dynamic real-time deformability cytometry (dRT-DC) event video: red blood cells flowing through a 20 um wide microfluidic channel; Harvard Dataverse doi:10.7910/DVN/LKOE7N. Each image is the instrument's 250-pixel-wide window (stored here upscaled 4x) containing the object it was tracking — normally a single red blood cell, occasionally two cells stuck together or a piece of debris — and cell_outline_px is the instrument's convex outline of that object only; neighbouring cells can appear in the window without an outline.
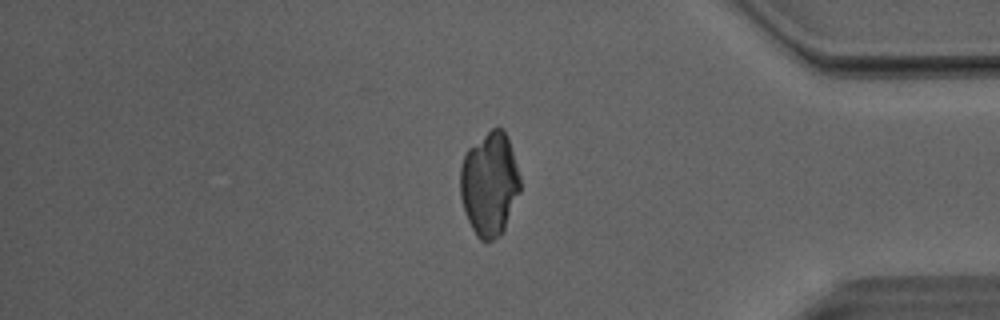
{"species": "Egyptian fruit bat (a non-hibernating species)", "species_latin": "Rousettus aegyptiacus", "temperature_condition": "room temperature", "stored_images_in_passage": 40, "camera_frame_rate_fps": 3000, "um_per_image_px": 0.085, "animal": {"sex": "male"}, "frame": {"image": 1, "passage_image": 32, "time_ms": 10.333, "image_size_px": [1000, 320], "cell_outline_px": [[520, 192], [504, 232], [500, 236], [492, 240], [480, 240], [476, 236], [468, 220], [460, 196], [460, 168], [464, 156], [468, 148], [492, 128], [500, 128], [508, 136], [520, 176]], "centroid_in_image_um": [41.62, 15.66], "position_along_channel_um": 393.6, "area_um2": 36.36}}
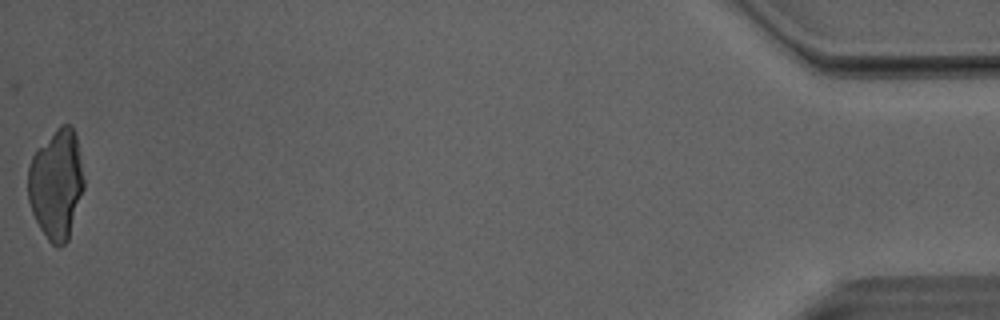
{"frame": {"image": 2, "passage_image": 40, "time_ms": 13.0, "image_size_px": [1000, 320], "cell_outline_px": [[84, 188], [68, 240], [60, 248], [56, 248], [48, 240], [40, 228], [32, 212], [28, 200], [28, 168], [32, 156], [36, 148], [60, 124], [68, 124], [72, 128], [76, 136], [84, 180]], "centroid_in_image_um": [4.77, 15.66], "position_along_channel_um": 430.4, "area_um2": 35.89}}